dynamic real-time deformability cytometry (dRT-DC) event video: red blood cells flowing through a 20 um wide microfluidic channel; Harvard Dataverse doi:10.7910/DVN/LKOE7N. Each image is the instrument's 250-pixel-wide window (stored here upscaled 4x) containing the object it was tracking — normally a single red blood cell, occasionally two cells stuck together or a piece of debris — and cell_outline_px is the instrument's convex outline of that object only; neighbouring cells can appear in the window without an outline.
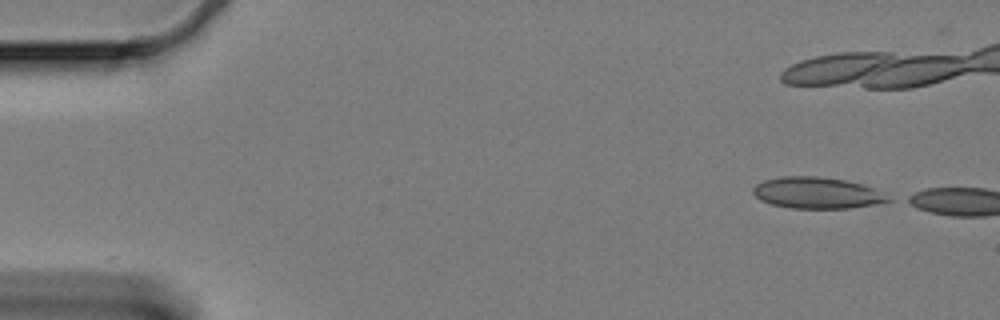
{"species": "Egyptian fruit bat (a non-hibernating species)", "species_latin": "Rousettus aegyptiacus", "temperature_condition": "cold", "stored_images_in_passage": 4, "camera_frame_rate_fps": 3000, "um_per_image_px": 0.085, "animal": {"sex": "female"}, "frame": {"image": 1, "passage_image": 1, "time_ms": 0.0, "image_size_px": [1000, 320], "cell_outline_px": [[892, 200], [872, 204], [848, 208], [792, 208], [772, 204], [760, 200], [752, 192], [752, 188], [756, 184], [764, 180], [780, 176], [816, 176], [844, 180], [860, 184], [872, 188]], "centroid_in_image_um": [69.34, 16.39], "position_along_channel_um": 15.7, "area_um2": 24.22}}